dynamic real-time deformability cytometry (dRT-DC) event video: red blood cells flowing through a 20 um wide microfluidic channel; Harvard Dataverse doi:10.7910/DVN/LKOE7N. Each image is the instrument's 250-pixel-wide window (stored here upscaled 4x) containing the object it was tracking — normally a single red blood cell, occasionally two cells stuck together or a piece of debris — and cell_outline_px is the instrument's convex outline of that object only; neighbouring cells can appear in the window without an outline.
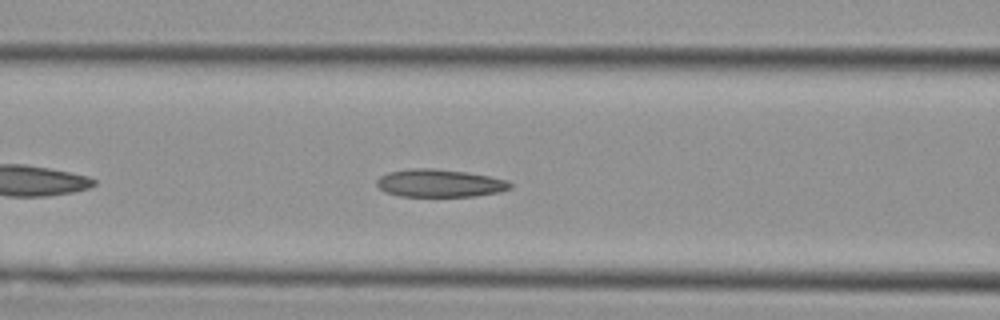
{"species": "Egyptian fruit bat (a non-hibernating species)", "species_latin": "Rousettus aegyptiacus", "temperature_condition": "cold", "stored_images_in_passage": 30, "camera_frame_rate_fps": 3000, "um_per_image_px": 0.085, "animal": {"sex": "female"}, "frame": {"image": 1, "passage_image": 8, "time_ms": 2.333, "image_size_px": [1000, 320], "cell_outline_px": [[512, 188], [500, 192], [476, 196], [400, 196], [388, 192], [380, 188], [376, 184], [376, 180], [380, 176], [388, 172], [412, 168], [432, 168], [464, 172], [488, 176], [508, 180], [512, 184]], "centroid_in_image_um": [37.39, 15.57], "position_along_channel_um": 129.2, "area_um2": 21.5}}
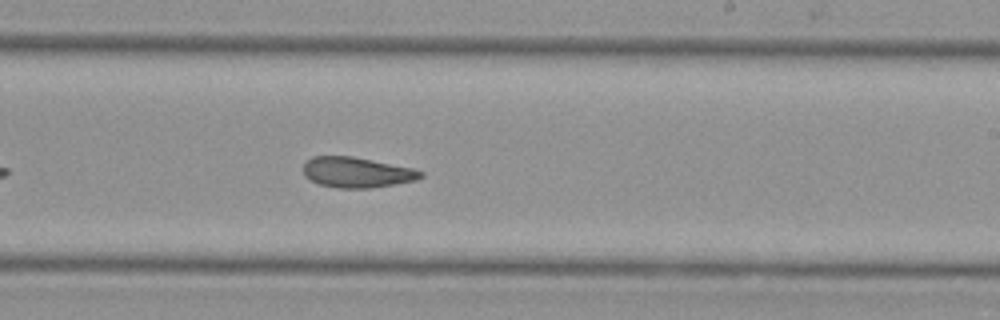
{"frame": {"image": 2, "passage_image": 17, "time_ms": 5.333, "image_size_px": [1000, 320], "cell_outline_px": [[424, 176], [416, 180], [368, 188], [336, 188], [320, 184], [304, 176], [304, 164], [312, 156], [352, 156], [412, 168], [424, 172]], "centroid_in_image_um": [30.32, 14.65], "position_along_channel_um": 258.7, "area_um2": 20.58}}
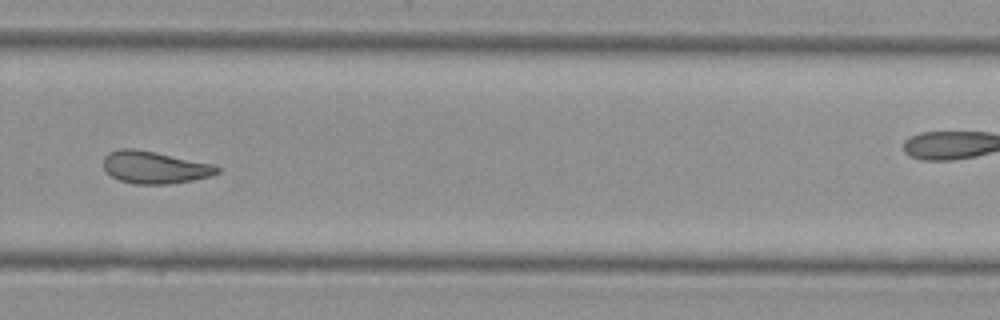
{"frame": {"image": 3, "passage_image": 21, "time_ms": 6.667, "image_size_px": [1000, 320], "cell_outline_px": [[220, 172], [212, 176], [192, 180], [168, 184], [136, 184], [120, 180], [112, 176], [104, 168], [104, 156], [108, 152], [120, 148], [136, 148], [212, 164], [220, 168]], "centroid_in_image_um": [13.14, 14.22], "position_along_channel_um": 316.7, "area_um2": 21.33}}